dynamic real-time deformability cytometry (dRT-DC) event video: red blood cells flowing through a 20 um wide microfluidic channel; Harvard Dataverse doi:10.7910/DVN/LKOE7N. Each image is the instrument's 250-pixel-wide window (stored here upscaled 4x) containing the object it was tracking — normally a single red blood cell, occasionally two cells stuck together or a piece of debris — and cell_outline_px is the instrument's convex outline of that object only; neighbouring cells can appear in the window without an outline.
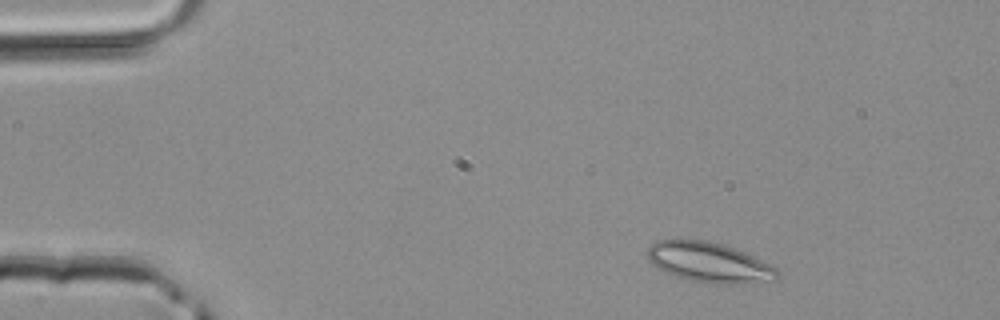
{"species": "common noctule bat (a hibernating species)", "species_latin": "Nyctalus noctula", "temperature_condition": "room temperature", "stored_images_in_passage": 3, "camera_frame_rate_fps": 3000, "um_per_image_px": 0.085, "animal": {"sex": "male", "body_mass_g": 20.4}, "frame": {"image": 1, "passage_image": 1, "time_ms": 0.0, "image_size_px": [1000, 320], "cell_outline_px": [[780, 280], [740, 284], [708, 284], [676, 276], [660, 268], [648, 260], [648, 248], [656, 240], [708, 240], [724, 244], [744, 252], [776, 268], [780, 272]], "centroid_in_image_um": [60.34, 22.32], "position_along_channel_um": 24.7, "area_um2": 30.23}}